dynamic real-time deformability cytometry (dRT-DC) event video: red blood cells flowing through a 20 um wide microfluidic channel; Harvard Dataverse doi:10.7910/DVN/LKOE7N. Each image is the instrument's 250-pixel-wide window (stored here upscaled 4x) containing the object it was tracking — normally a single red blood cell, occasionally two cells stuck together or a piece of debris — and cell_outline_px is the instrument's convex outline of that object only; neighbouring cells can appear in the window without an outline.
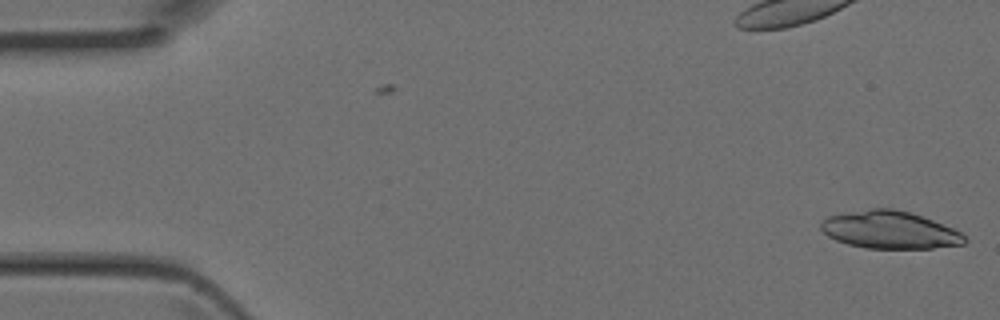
{"species": "Egyptian fruit bat (a non-hibernating species)", "species_latin": "Rousettus aegyptiacus", "temperature_condition": "room temperature", "stored_images_in_passage": 2, "camera_frame_rate_fps": 3000, "um_per_image_px": 0.085, "animal": {"sex": "female"}, "frame": {"image": 1, "passage_image": 2, "time_ms": 0.333, "image_size_px": [1000, 320], "cell_outline_px": [[968, 240], [964, 244], [932, 248], [868, 248], [848, 244], [836, 240], [828, 236], [820, 228], [820, 224], [828, 216], [848, 212], [872, 208], [892, 208], [912, 212], [952, 228], [960, 232]], "centroid_in_image_um": [75.63, 19.54], "position_along_channel_um": 9.4, "area_um2": 31.27}}